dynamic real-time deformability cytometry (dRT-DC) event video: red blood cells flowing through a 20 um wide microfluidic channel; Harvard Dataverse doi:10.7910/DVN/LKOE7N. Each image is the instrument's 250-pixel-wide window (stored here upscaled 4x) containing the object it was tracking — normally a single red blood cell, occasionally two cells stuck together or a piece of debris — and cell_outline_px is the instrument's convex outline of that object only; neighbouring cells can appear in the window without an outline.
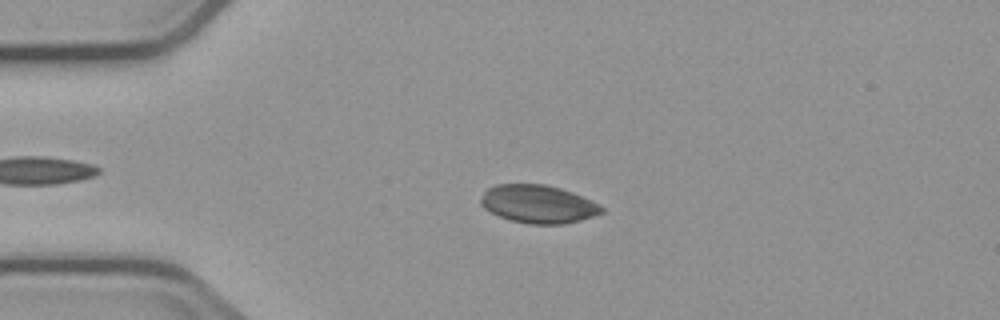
{"species": "common noctule bat (a hibernating species)", "species_latin": "Nyctalus noctula", "temperature_condition": "cold", "stored_images_in_passage": 4, "camera_frame_rate_fps": 3000, "um_per_image_px": 0.085, "animal": {"sex": "male", "body_mass_g": 23.1, "forearm_length_mm": 52.7}, "frame": {"image": 1, "passage_image": 3, "time_ms": 2.333, "image_size_px": [1000, 320], "cell_outline_px": [[604, 212], [580, 220], [564, 224], [528, 224], [512, 220], [500, 216], [484, 208], [480, 204], [480, 200], [484, 192], [488, 188], [496, 184], [544, 184], [560, 188], [572, 192], [604, 208]], "centroid_in_image_um": [45.71, 17.34], "position_along_channel_um": 39.3, "area_um2": 26.47}}